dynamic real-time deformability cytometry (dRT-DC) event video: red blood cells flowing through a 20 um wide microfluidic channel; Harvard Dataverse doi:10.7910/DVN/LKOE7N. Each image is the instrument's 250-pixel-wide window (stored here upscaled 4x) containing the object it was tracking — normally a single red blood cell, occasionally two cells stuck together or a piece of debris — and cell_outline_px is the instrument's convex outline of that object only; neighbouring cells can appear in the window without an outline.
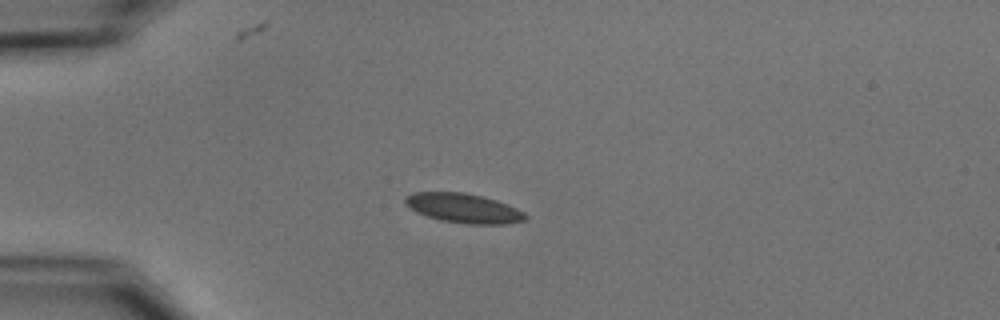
{"species": "common noctule bat (a hibernating species)", "species_latin": "Nyctalus noctula", "temperature_condition": "cold", "stored_images_in_passage": 9, "camera_frame_rate_fps": 3000, "um_per_image_px": 0.085, "animal": {"sex": "male", "body_mass_g": 15.6}, "frame": {"image": 1, "passage_image": 3, "time_ms": 2.333, "image_size_px": [1000, 320], "cell_outline_px": [[528, 216], [524, 220], [504, 224], [468, 224], [440, 220], [416, 212], [404, 204], [404, 196], [412, 192], [464, 192], [496, 200], [508, 204], [524, 212]], "centroid_in_image_um": [39.37, 17.69], "position_along_channel_um": 45.6, "area_um2": 20.63}}
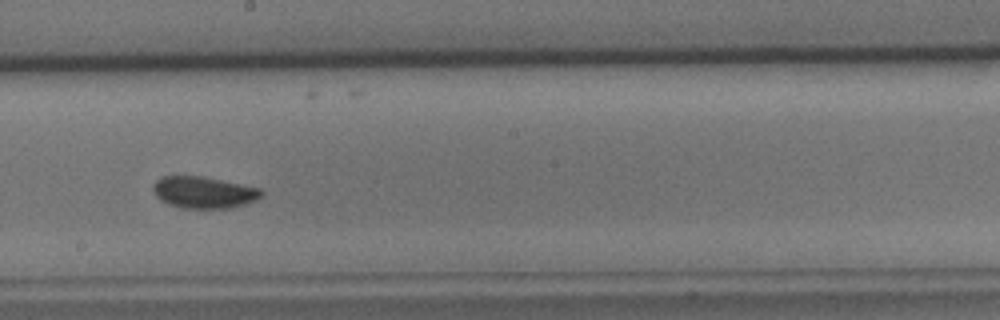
{"frame": {"image": 2, "passage_image": 8, "time_ms": 8.0, "image_size_px": [1000, 320], "cell_outline_px": [[264, 192], [256, 200], [244, 204], [228, 208], [184, 208], [168, 204], [160, 200], [156, 196], [152, 188], [152, 184], [160, 176], [204, 176], [260, 188]], "centroid_in_image_um": [17.29, 16.34], "position_along_channel_um": 230.9, "area_um2": 20.06}}